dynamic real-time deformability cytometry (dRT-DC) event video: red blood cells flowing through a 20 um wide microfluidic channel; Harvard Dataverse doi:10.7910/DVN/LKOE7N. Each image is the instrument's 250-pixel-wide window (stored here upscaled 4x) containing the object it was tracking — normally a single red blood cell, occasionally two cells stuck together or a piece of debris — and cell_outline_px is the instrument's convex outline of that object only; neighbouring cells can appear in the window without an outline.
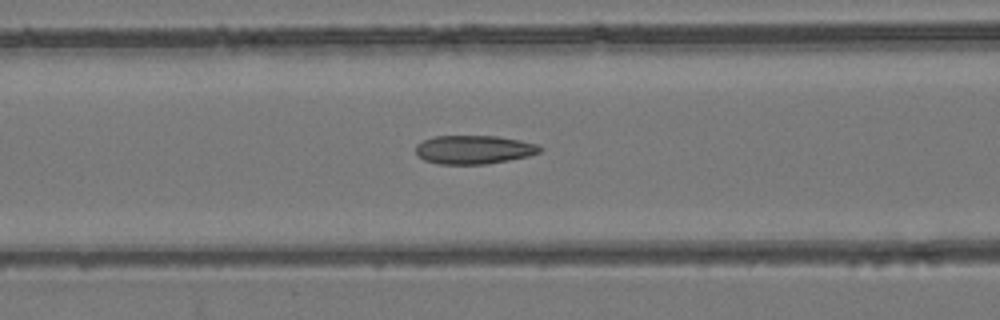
{"species": "common noctule bat (a hibernating species)", "species_latin": "Nyctalus noctula", "temperature_condition": "room temperature", "stored_images_in_passage": 55, "camera_frame_rate_fps": 3000, "um_per_image_px": 0.085, "animal": {"sex": "female", "body_mass_g": 24.6, "forearm_length_mm": 56.2}, "frame": {"image": 1, "passage_image": 23, "time_ms": 7.333, "image_size_px": [1000, 320], "cell_outline_px": [[540, 152], [528, 156], [508, 160], [484, 164], [436, 164], [424, 160], [416, 152], [416, 144], [432, 136], [496, 136], [520, 140], [536, 144], [540, 148]], "centroid_in_image_um": [40.24, 12.71], "position_along_channel_um": 126.4, "area_um2": 20.58}}
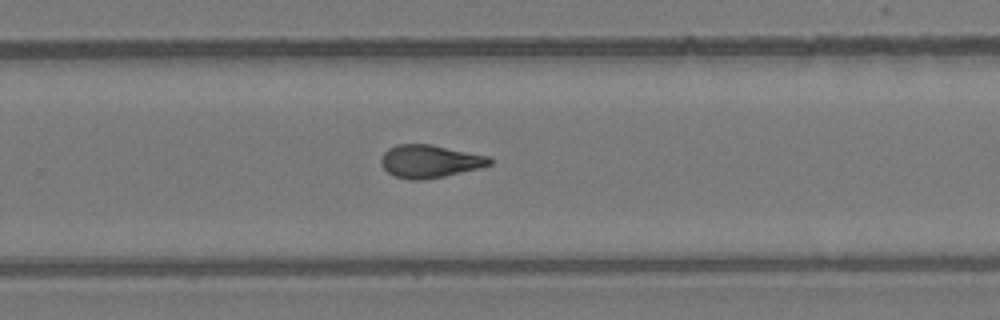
{"frame": {"image": 2, "passage_image": 36, "time_ms": 11.667, "image_size_px": [1000, 320], "cell_outline_px": [[496, 160], [492, 164], [444, 176], [420, 180], [412, 180], [396, 176], [388, 172], [380, 164], [380, 160], [384, 152], [388, 148], [396, 144], [432, 144], [488, 156]], "centroid_in_image_um": [36.52, 13.69], "position_along_channel_um": 293.3, "area_um2": 20.69}}
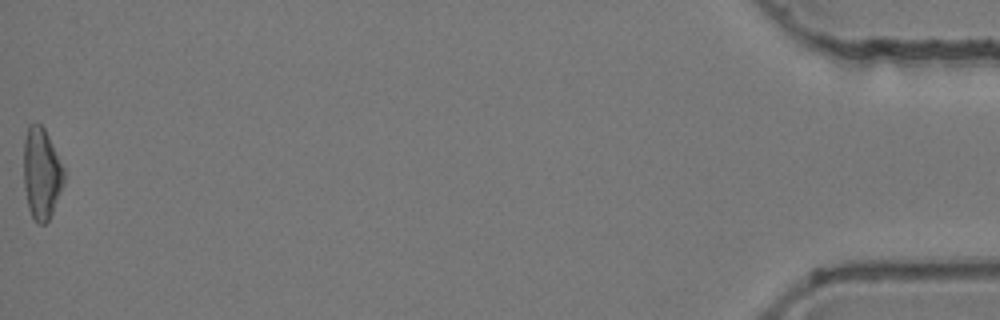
{"frame": {"image": 3, "passage_image": 55, "time_ms": 18.0, "image_size_px": [1000, 320], "cell_outline_px": [[64, 184], [52, 212], [48, 220], [44, 224], [36, 224], [28, 208], [24, 188], [24, 140], [28, 124], [40, 124], [44, 128], [64, 168]], "centroid_in_image_um": [3.52, 14.76], "position_along_channel_um": 431.7, "area_um2": 21.39}, "authors_computed_cell_mechanics": {"area_um2": 21.1548, "velocity_mm_per_s": 3.8586, "shape_relaxation_time_tau1_ms": null, "shape_relaxation_time_tau2_ms": 2.3498, "deformation_change_tau1": null, "deformation_change_tau2": 0.1035}}